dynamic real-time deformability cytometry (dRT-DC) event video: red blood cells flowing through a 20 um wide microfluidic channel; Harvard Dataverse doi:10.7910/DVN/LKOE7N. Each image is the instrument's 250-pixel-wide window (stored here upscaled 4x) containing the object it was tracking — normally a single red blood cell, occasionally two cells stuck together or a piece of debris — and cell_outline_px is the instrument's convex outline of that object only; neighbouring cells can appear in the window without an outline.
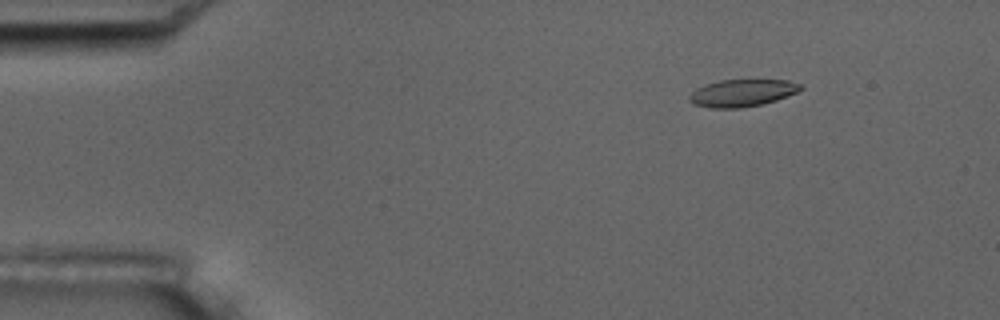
{"species": "common noctule bat (a hibernating species)", "species_latin": "Nyctalus noctula", "temperature_condition": "room temperature", "stored_images_in_passage": 6, "camera_frame_rate_fps": 3000, "um_per_image_px": 0.085, "animal": {"sex": "male", "body_mass_g": 17.5, "forearm_length_mm": 52.3}, "frame": {"image": 1, "passage_image": 3, "time_ms": 2.333, "image_size_px": [1000, 320], "cell_outline_px": [[804, 88], [796, 92], [776, 100], [760, 104], [740, 108], [708, 108], [692, 104], [688, 100], [688, 96], [696, 88], [720, 80], [788, 80], [800, 84]], "centroid_in_image_um": [63.04, 7.91], "position_along_channel_um": 22.0, "area_um2": 17.57}}
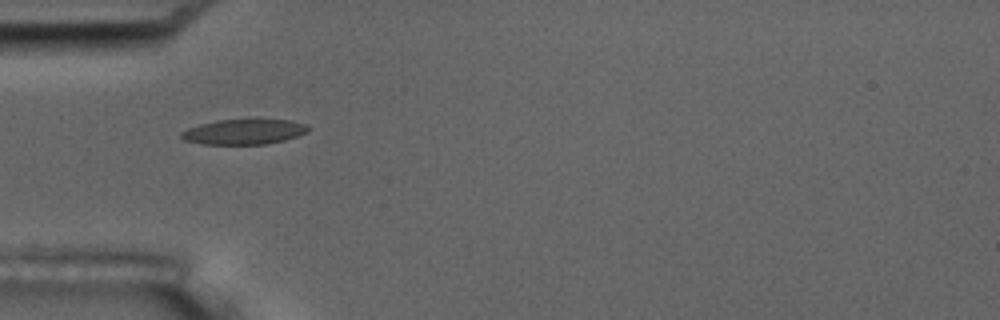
{"frame": {"image": 2, "passage_image": 6, "time_ms": 5.667, "image_size_px": [1000, 320], "cell_outline_px": [[308, 132], [284, 140], [264, 144], [200, 144], [184, 140], [180, 136], [180, 132], [188, 128], [200, 124], [216, 120], [288, 120], [308, 124]], "centroid_in_image_um": [20.71, 11.2], "position_along_channel_um": 64.3, "area_um2": 18.5}}